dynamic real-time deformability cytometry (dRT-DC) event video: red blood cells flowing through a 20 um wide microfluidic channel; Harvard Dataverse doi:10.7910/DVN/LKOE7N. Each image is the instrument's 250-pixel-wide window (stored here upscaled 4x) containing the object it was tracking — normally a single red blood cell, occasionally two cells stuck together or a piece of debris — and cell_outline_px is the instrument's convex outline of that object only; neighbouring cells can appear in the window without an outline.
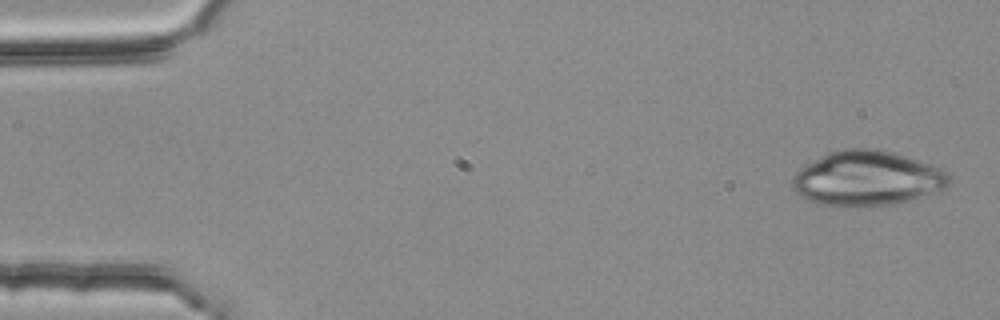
{"species": "common noctule bat (a hibernating species)", "species_latin": "Nyctalus noctula", "temperature_condition": "room temperature", "stored_images_in_passage": 4, "camera_frame_rate_fps": 3000, "um_per_image_px": 0.085, "animal": {"sex": "female", "body_mass_g": 25.1}, "frame": {"image": 1, "passage_image": 1, "time_ms": 0.0, "image_size_px": [1000, 320], "cell_outline_px": [[952, 180], [948, 188], [896, 204], [824, 204], [808, 200], [800, 196], [792, 188], [792, 176], [796, 172], [808, 164], [828, 152], [844, 148], [880, 148], [940, 168], [948, 172], [952, 176]], "centroid_in_image_um": [73.74, 15.13], "position_along_channel_um": 11.3, "area_um2": 49.36}}